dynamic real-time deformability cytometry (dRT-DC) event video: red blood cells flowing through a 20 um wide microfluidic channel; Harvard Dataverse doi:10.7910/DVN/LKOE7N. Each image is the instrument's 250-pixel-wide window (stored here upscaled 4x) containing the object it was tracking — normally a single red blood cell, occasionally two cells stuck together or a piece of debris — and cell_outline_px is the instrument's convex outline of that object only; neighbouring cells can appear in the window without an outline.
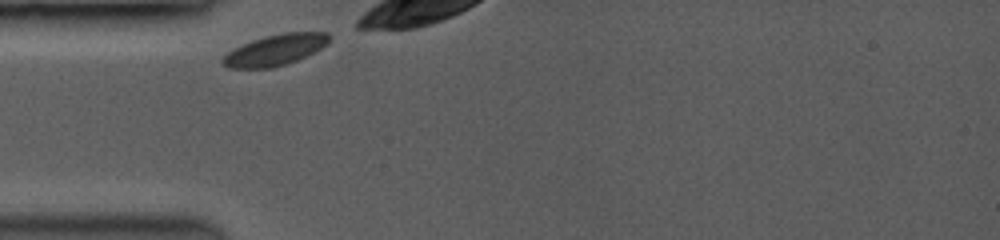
{"species": "common noctule bat (a hibernating species)", "species_latin": "Nyctalus noctula", "temperature_condition": "room temperature", "stored_images_in_passage": 2, "camera_frame_rate_fps": 3500, "um_per_image_px": 0.085, "animal": {"sex": "female", "body_mass_g": 19.0, "forearm_length_mm": 53.3}, "frame": {"image": 1, "passage_image": 1, "time_ms": 0.0, "image_size_px": [1000, 240], "cell_outline_px": [[332, 36], [328, 44], [296, 60], [272, 68], [228, 68], [220, 60], [228, 52], [252, 40], [264, 36], [284, 32], [328, 32]], "centroid_in_image_um": [23.41, 4.23], "position_along_channel_um": 61.6, "area_um2": 19.02}}